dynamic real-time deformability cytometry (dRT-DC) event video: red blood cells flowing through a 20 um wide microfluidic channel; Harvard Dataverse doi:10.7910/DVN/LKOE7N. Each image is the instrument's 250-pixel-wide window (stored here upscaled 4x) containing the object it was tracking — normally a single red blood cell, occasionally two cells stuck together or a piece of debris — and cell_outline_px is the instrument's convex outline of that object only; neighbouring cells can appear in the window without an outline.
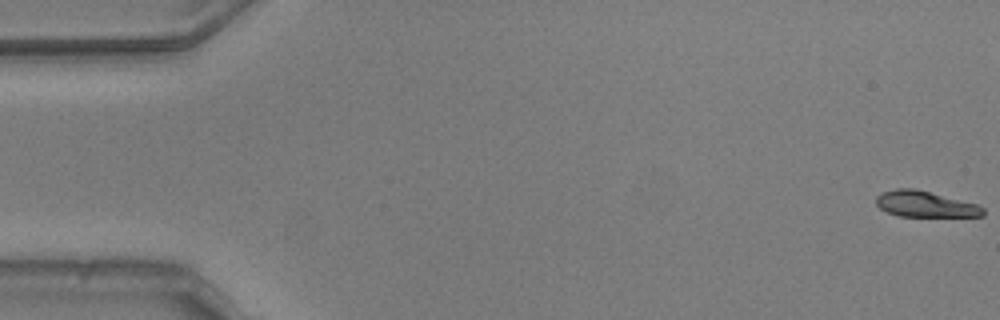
{"species": "common noctule bat (a hibernating species)", "species_latin": "Nyctalus noctula", "temperature_condition": "warm", "stored_images_in_passage": 44, "camera_frame_rate_fps": 3000, "um_per_image_px": 0.085, "animal": {"sex": "male", "body_mass_g": 20.5, "forearm_length_mm": 52.5}, "frame": {"image": 1, "passage_image": 1, "time_ms": 0.0, "image_size_px": [1000, 320], "cell_outline_px": [[984, 216], [900, 216], [888, 212], [880, 208], [876, 204], [876, 196], [884, 192], [896, 188], [916, 188], [976, 204], [984, 208]], "centroid_in_image_um": [78.63, 17.34], "position_along_channel_um": 6.4, "area_um2": 16.01}}
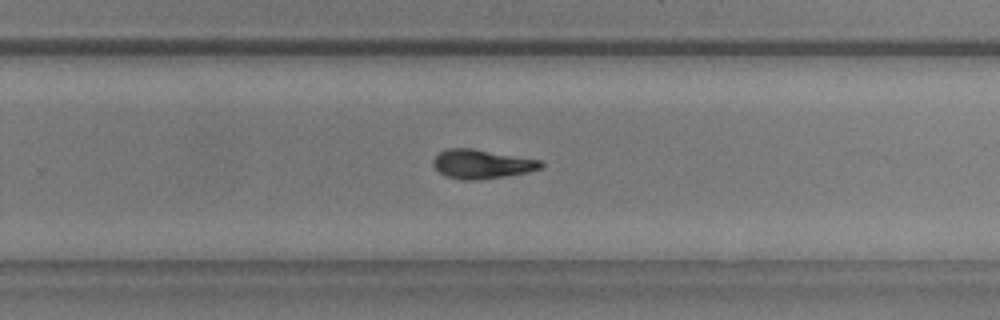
{"frame": {"image": 2, "passage_image": 35, "time_ms": 11.333, "image_size_px": [1000, 320], "cell_outline_px": [[544, 168], [528, 172], [504, 176], [476, 180], [464, 180], [444, 176], [432, 164], [432, 160], [440, 152], [448, 148], [472, 148], [544, 160]], "centroid_in_image_um": [41.0, 13.94], "position_along_channel_um": 288.8, "area_um2": 18.44}}
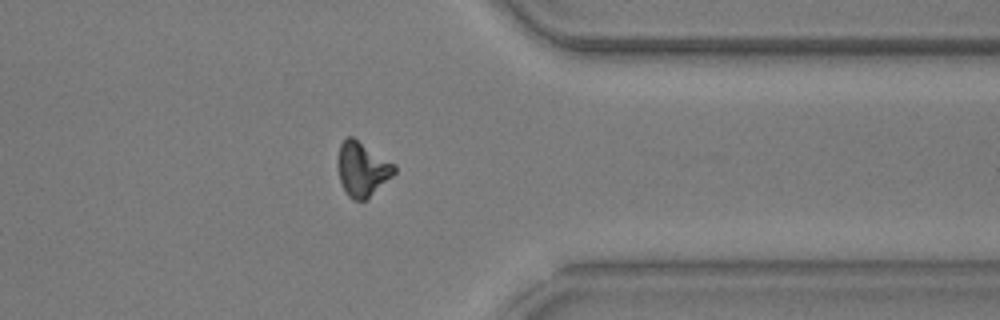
{"frame": {"image": 3, "passage_image": 43, "time_ms": 14.0, "image_size_px": [1000, 320], "cell_outline_px": [[396, 172], [392, 176], [364, 200], [352, 200], [348, 196], [340, 180], [336, 160], [340, 144], [348, 136], [352, 136], [396, 164]], "centroid_in_image_um": [30.78, 14.34], "position_along_channel_um": 380.6, "area_um2": 17.8}}